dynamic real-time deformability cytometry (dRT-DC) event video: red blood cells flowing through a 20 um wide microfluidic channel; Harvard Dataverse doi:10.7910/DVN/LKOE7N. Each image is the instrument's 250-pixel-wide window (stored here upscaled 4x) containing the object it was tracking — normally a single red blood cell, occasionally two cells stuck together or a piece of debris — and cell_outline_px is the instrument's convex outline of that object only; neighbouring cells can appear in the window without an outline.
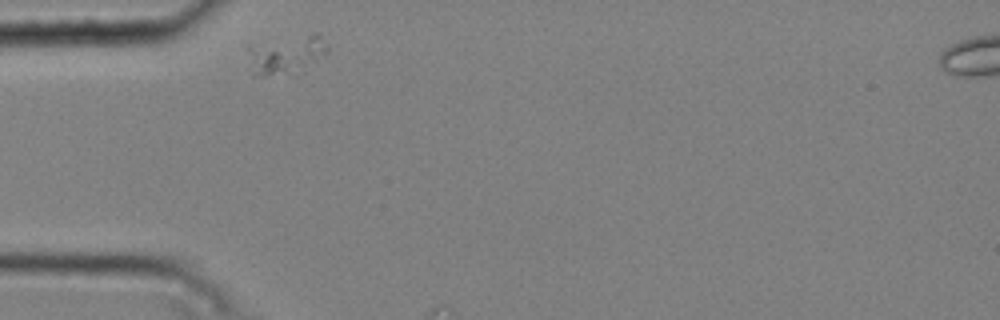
{"species": "common noctule bat (a hibernating species)", "species_latin": "Nyctalus noctula", "temperature_condition": "cold", "stored_images_in_passage": 3, "camera_frame_rate_fps": 3000, "um_per_image_px": 0.085, "animal": {"sex": "male", "body_mass_g": 20.4}, "frame": {"image": 1, "passage_image": 1, "time_ms": 0.0, "image_size_px": [1000, 320], "cell_outline_px": [[328, 52], [324, 56], [304, 72], [296, 76], [252, 76], [244, 48], [244, 44], [312, 32], [316, 32], [328, 44]], "centroid_in_image_um": [24.26, 4.66], "position_along_channel_um": 60.7, "area_um2": 19.94}}